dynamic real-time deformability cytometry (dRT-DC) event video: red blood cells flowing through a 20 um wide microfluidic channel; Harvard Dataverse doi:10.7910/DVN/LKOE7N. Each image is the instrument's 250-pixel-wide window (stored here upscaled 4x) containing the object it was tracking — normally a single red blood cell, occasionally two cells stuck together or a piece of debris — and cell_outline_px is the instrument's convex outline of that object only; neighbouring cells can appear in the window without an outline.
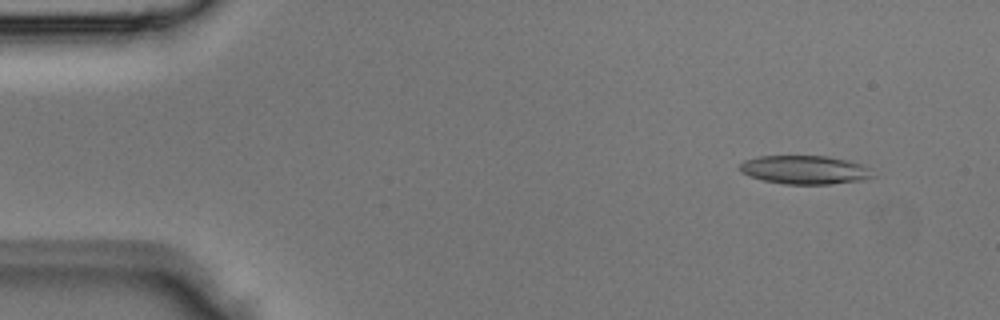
{"species": "Egyptian fruit bat (a non-hibernating species)", "species_latin": "Rousettus aegyptiacus", "temperature_condition": "room temperature", "stored_images_in_passage": 4, "camera_frame_rate_fps": 3000, "um_per_image_px": 0.085, "animal": {"sex": "male"}, "frame": {"image": 1, "passage_image": 1, "time_ms": 0.0, "image_size_px": [1000, 320], "cell_outline_px": [[876, 176], [860, 180], [828, 184], [784, 184], [764, 180], [748, 176], [740, 172], [740, 164], [744, 160], [760, 156], [828, 156], [848, 160], [860, 164], [868, 168]], "centroid_in_image_um": [68.38, 14.43], "position_along_channel_um": 16.6, "area_um2": 22.08}}
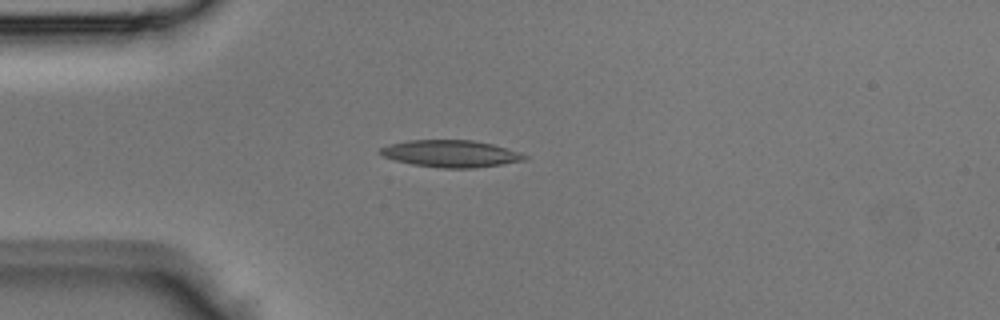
{"frame": {"image": 2, "passage_image": 3, "time_ms": 0.667, "image_size_px": [1000, 320], "cell_outline_px": [[528, 160], [476, 168], [440, 168], [412, 164], [396, 160], [384, 156], [376, 152], [380, 148], [388, 144], [408, 140], [472, 140], [492, 144], [508, 148], [520, 152], [528, 156]], "centroid_in_image_um": [38.33, 13.06], "position_along_channel_um": 46.7, "area_um2": 22.89}}